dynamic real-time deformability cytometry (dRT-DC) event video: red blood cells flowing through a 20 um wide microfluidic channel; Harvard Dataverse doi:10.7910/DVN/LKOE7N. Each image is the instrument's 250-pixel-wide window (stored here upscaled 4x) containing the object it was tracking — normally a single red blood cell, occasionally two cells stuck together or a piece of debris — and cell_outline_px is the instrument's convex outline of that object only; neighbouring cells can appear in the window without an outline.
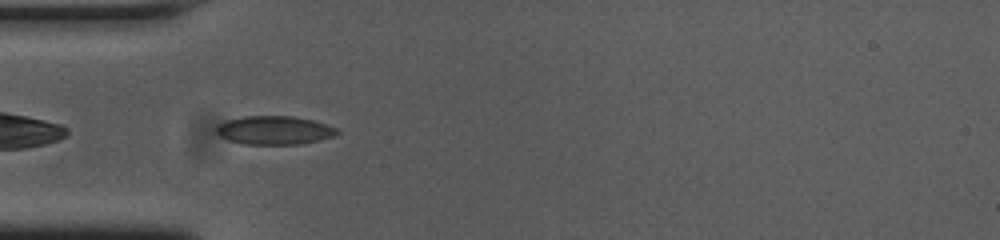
{"species": "common noctule bat (a hibernating species)", "species_latin": "Nyctalus noctula", "temperature_condition": "cold", "stored_images_in_passage": 36, "camera_frame_rate_fps": 3000, "um_per_image_px": 0.085, "animal": {"sex": "female", "body_mass_g": 23.0, "forearm_length_mm": 53.4}, "frame": {"image": 1, "passage_image": 2, "time_ms": 0.333, "image_size_px": [1000, 240], "cell_outline_px": [[340, 132], [332, 136], [300, 144], [244, 144], [228, 140], [220, 136], [216, 132], [216, 128], [220, 124], [228, 120], [244, 116], [292, 116], [312, 120], [336, 128]], "centroid_in_image_um": [23.29, 11.07], "position_along_channel_um": 61.7, "area_um2": 19.77}}
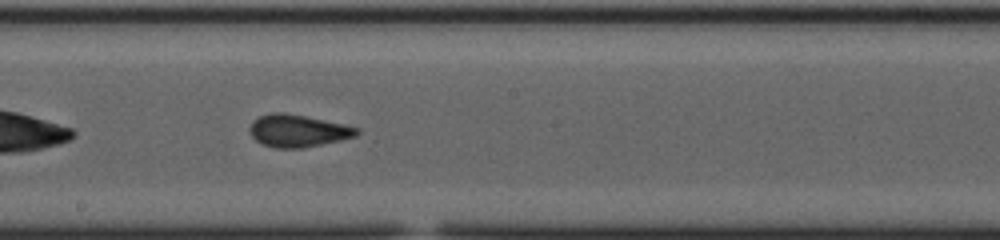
{"frame": {"image": 2, "passage_image": 15, "time_ms": 4.667, "image_size_px": [1000, 240], "cell_outline_px": [[360, 132], [356, 136], [340, 140], [300, 148], [276, 148], [264, 144], [256, 140], [252, 136], [248, 128], [252, 120], [260, 116], [272, 112], [284, 112], [344, 124], [360, 128]], "centroid_in_image_um": [25.31, 11.1], "position_along_channel_um": 222.9, "area_um2": 20.06}}
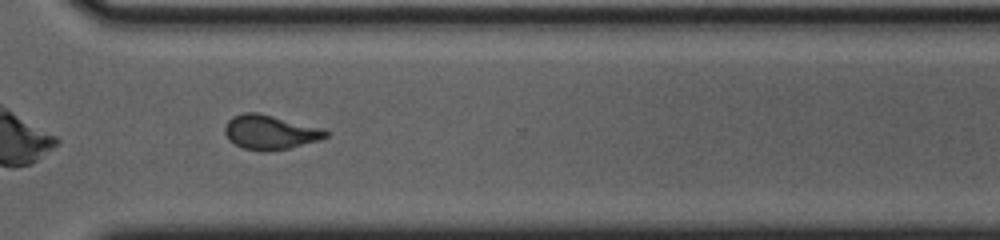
{"frame": {"image": 3, "passage_image": 25, "time_ms": 8.0, "image_size_px": [1000, 240], "cell_outline_px": [[328, 136], [320, 140], [288, 148], [244, 148], [236, 144], [224, 132], [224, 128], [228, 120], [232, 116], [244, 112], [256, 112], [324, 128], [328, 132]], "centroid_in_image_um": [22.99, 11.18], "position_along_channel_um": 347.6, "area_um2": 19.42}, "authors_computed_cell_mechanics": {"area_um2": 19.7098, "velocity_mm_per_s": 3.7439, "shape_relaxation_time_tau1_ms": 5.6998, "shape_relaxation_time_tau2_ms": 1.3837, "deformation_change_tau1": 0.126, "deformation_change_tau2": 0.0622}}